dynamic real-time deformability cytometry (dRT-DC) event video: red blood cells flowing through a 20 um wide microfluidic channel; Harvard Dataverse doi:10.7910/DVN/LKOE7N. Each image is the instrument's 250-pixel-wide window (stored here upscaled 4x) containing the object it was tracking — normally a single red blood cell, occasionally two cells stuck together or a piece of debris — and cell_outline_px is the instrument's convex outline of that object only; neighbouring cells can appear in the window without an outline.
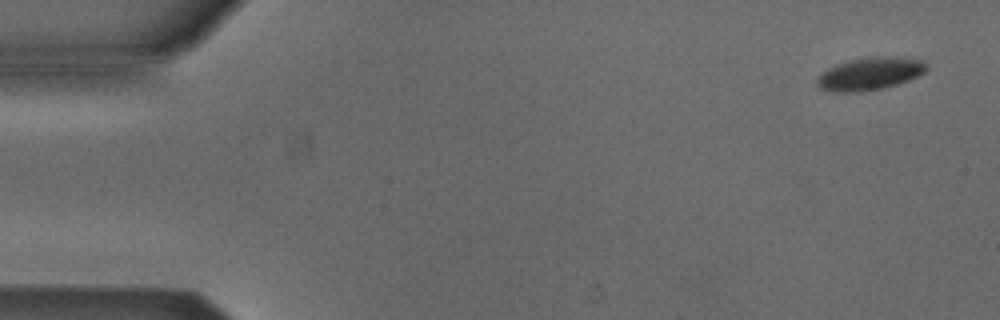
{"species": "Egyptian fruit bat (a non-hibernating species)", "species_latin": "Rousettus aegyptiacus", "temperature_condition": "cold", "stored_images_in_passage": 3, "camera_frame_rate_fps": 3000, "um_per_image_px": 0.085, "animal": {"sex": "male"}, "frame": {"image": 1, "passage_image": 1, "time_ms": 0.0, "image_size_px": [1000, 320], "cell_outline_px": [[928, 68], [924, 72], [908, 80], [896, 84], [880, 88], [848, 92], [840, 92], [820, 88], [816, 84], [816, 76], [828, 68], [836, 64], [868, 56], [892, 56], [924, 60], [928, 64]], "centroid_in_image_um": [73.94, 6.23], "position_along_channel_um": 11.1, "area_um2": 20.63}}